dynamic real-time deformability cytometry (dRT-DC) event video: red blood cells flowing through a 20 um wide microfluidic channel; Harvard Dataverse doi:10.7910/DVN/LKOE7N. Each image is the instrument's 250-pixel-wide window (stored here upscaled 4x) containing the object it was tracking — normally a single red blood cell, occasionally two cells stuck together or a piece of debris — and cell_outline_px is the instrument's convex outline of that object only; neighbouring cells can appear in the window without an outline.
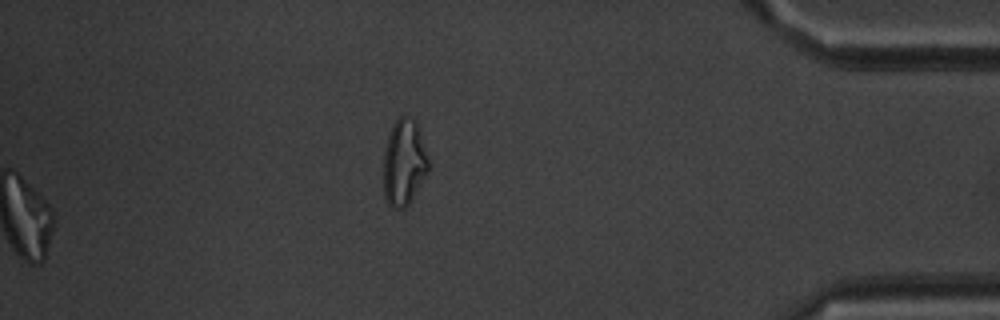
{"species": "common noctule bat (a hibernating species)", "species_latin": "Nyctalus noctula", "temperature_condition": "warm", "stored_images_in_passage": 46, "segment_of_instrument_passage": [2, 2], "camera_frame_rate_fps": 3000, "um_per_image_px": 0.085, "animal": {"sex": "male", "body_mass_g": 20.1, "forearm_length_mm": 53.5}, "frame": {"image": 1, "passage_image": 46, "time_ms": 15.0, "image_size_px": [1000, 320], "cell_outline_px": [[428, 172], [408, 204], [404, 208], [392, 208], [388, 204], [384, 196], [384, 152], [388, 136], [392, 124], [400, 116], [408, 116], [416, 120], [420, 128], [428, 160]], "centroid_in_image_um": [34.34, 13.78], "position_along_channel_um": 400.9, "area_um2": 22.6}}